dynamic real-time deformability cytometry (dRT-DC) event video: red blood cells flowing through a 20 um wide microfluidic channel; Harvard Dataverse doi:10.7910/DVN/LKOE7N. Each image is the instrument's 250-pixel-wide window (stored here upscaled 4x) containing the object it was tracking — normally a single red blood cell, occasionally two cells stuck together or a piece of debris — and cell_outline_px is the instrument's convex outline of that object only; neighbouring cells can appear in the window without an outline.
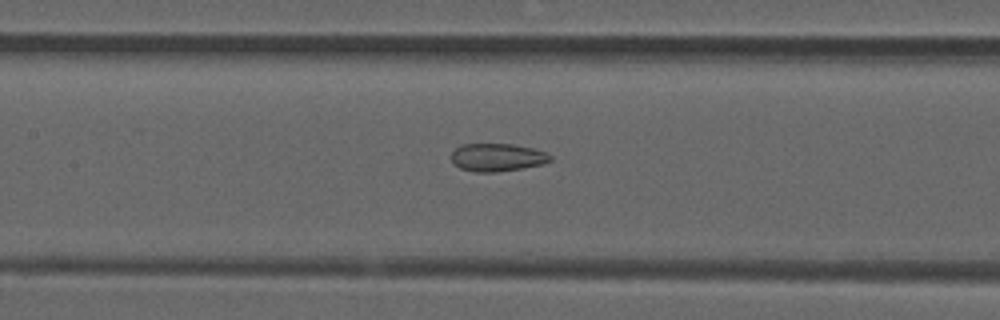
{"species": "common noctule bat (a hibernating species)", "species_latin": "Nyctalus noctula", "temperature_condition": "room temperature", "stored_images_in_passage": 52, "segment_of_instrument_passage": [2, 2], "camera_frame_rate_fps": 3000, "um_per_image_px": 0.085, "animal": {"sex": "male", "forearm_length_mm": 52.5}, "frame": {"image": 1, "passage_image": 24, "time_ms": 7.667, "image_size_px": [1000, 320], "cell_outline_px": [[552, 160], [540, 164], [520, 168], [496, 172], [476, 172], [460, 168], [452, 160], [452, 152], [460, 144], [512, 144], [532, 148], [544, 152], [552, 156]], "centroid_in_image_um": [42.25, 13.37], "position_along_channel_um": 165.2, "area_um2": 15.84}}
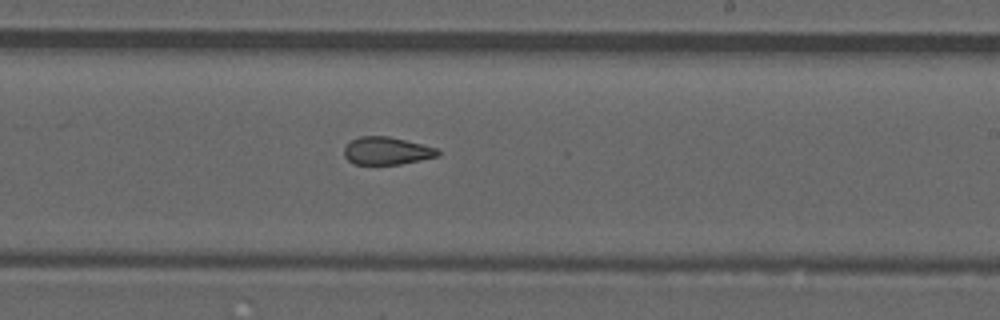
{"frame": {"image": 2, "passage_image": 31, "time_ms": 10.0, "image_size_px": [1000, 320], "cell_outline_px": [[440, 156], [400, 164], [352, 164], [344, 156], [344, 148], [352, 140], [360, 136], [388, 136], [436, 148], [440, 152]], "centroid_in_image_um": [32.86, 12.83], "position_along_channel_um": 256.1, "area_um2": 14.97}}
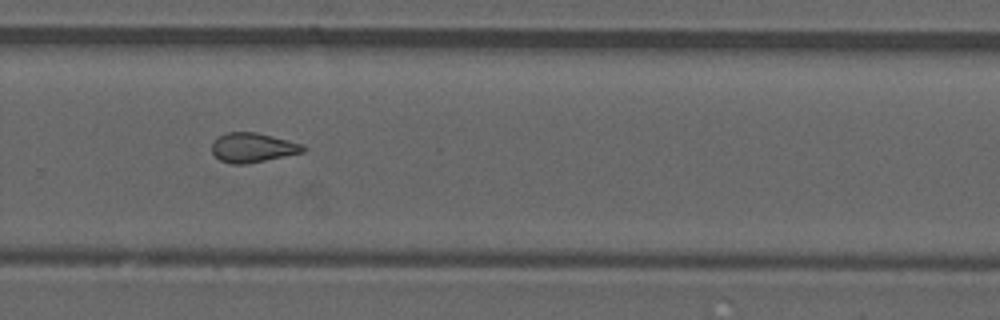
{"frame": {"image": 3, "passage_image": 35, "time_ms": 11.333, "image_size_px": [1000, 320], "cell_outline_px": [[308, 148], [304, 152], [244, 164], [232, 164], [220, 160], [212, 152], [212, 140], [216, 136], [228, 132], [256, 132], [304, 144]], "centroid_in_image_um": [21.47, 12.53], "position_along_channel_um": 308.3, "area_um2": 15.72}}